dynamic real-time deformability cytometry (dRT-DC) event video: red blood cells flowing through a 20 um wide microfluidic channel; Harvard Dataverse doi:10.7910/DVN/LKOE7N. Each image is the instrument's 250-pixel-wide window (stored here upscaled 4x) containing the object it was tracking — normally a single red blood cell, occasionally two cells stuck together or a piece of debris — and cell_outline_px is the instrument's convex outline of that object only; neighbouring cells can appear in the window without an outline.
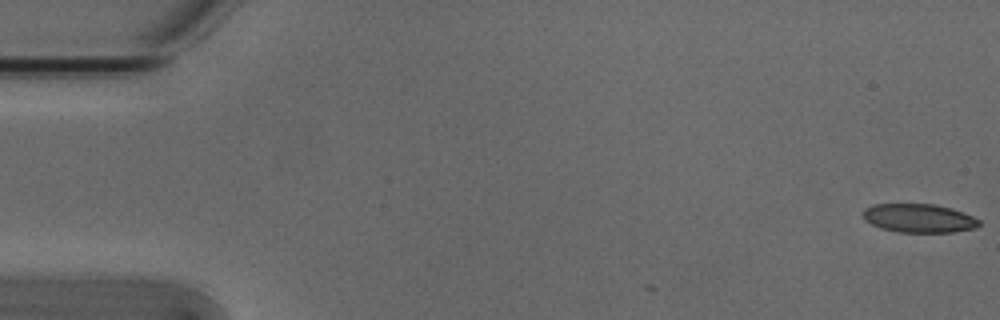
{"species": "Egyptian fruit bat (a non-hibernating species)", "species_latin": "Rousettus aegyptiacus", "temperature_condition": "cold", "stored_images_in_passage": 2, "camera_frame_rate_fps": 3000, "um_per_image_px": 0.085, "animal": {"sex": "male"}, "frame": {"image": 1, "passage_image": 1, "time_ms": 0.0, "image_size_px": [1000, 320], "cell_outline_px": [[980, 224], [976, 228], [952, 232], [896, 232], [880, 228], [864, 220], [864, 208], [872, 204], [932, 204], [952, 208], [972, 216], [980, 220]], "centroid_in_image_um": [78.1, 18.55], "position_along_channel_um": 6.9, "area_um2": 19.42}}